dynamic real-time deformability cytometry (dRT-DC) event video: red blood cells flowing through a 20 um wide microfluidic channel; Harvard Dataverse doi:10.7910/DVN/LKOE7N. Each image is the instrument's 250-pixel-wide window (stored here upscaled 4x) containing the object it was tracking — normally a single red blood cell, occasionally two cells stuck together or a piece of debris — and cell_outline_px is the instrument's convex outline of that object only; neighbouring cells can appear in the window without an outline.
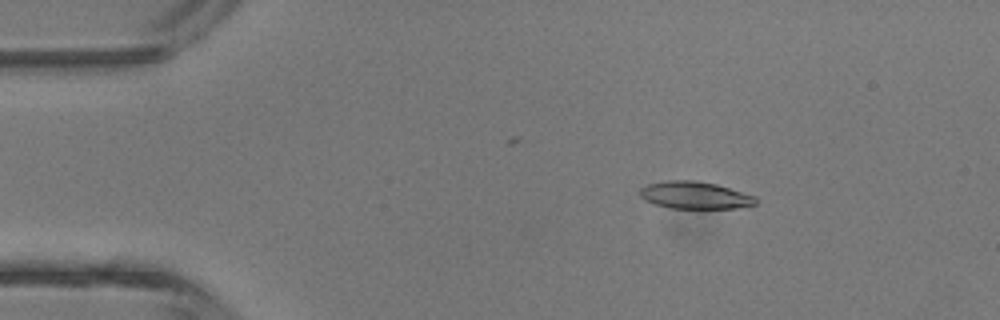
{"species": "common noctule bat (a hibernating species)", "species_latin": "Nyctalus noctula", "temperature_condition": "room temperature", "stored_images_in_passage": 3, "camera_frame_rate_fps": 3000, "um_per_image_px": 0.085, "animal": {"sex": "male", "body_mass_g": 13.3}, "frame": {"image": 1, "passage_image": 1, "time_ms": 0.0, "image_size_px": [1000, 320], "cell_outline_px": [[756, 204], [736, 208], [668, 208], [652, 204], [644, 200], [640, 196], [640, 188], [648, 184], [664, 180], [696, 180], [716, 184], [756, 196]], "centroid_in_image_um": [59.02, 16.59], "position_along_channel_um": 26.0, "area_um2": 18.55}}
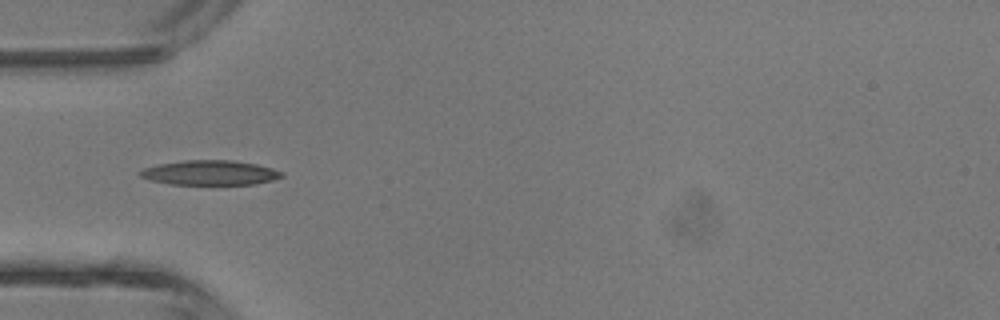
{"frame": {"image": 2, "passage_image": 3, "time_ms": 2.333, "image_size_px": [1000, 320], "cell_outline_px": [[284, 176], [272, 180], [256, 184], [168, 184], [148, 180], [140, 176], [136, 172], [144, 168], [160, 164], [184, 160], [228, 160], [256, 164], [272, 168], [284, 172]], "centroid_in_image_um": [17.83, 14.68], "position_along_channel_um": 67.2, "area_um2": 20.4}}